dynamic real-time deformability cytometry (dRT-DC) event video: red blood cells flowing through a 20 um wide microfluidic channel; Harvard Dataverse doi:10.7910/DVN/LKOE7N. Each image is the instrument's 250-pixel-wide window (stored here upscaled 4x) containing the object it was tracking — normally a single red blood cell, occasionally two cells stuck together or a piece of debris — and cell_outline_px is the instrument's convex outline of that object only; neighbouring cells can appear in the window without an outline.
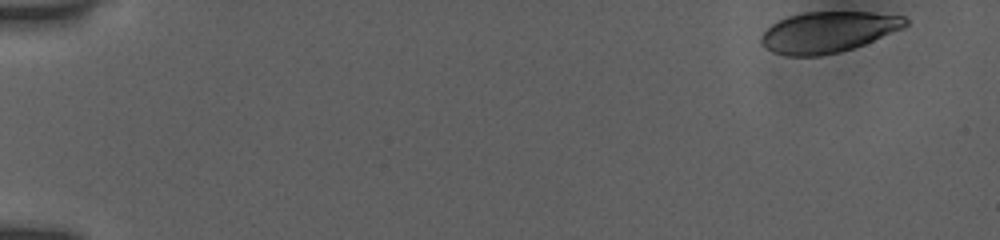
{"species": "human", "species_latin": "Homo sapiens", "temperature_condition": "room temperature", "stored_images_in_passage": 51, "camera_frame_rate_fps": 3000, "um_per_image_px": 0.085, "donor": {"sex": "female"}, "frame": {"image": 1, "passage_image": 1, "time_ms": 0.0, "image_size_px": [1000, 240], "cell_outline_px": [[908, 24], [904, 28], [864, 44], [840, 52], [820, 56], [788, 56], [772, 52], [760, 44], [760, 36], [772, 24], [788, 16], [804, 12], [872, 12], [904, 16], [908, 20]], "centroid_in_image_um": [70.38, 2.73], "position_along_channel_um": 14.6, "area_um2": 34.45}}
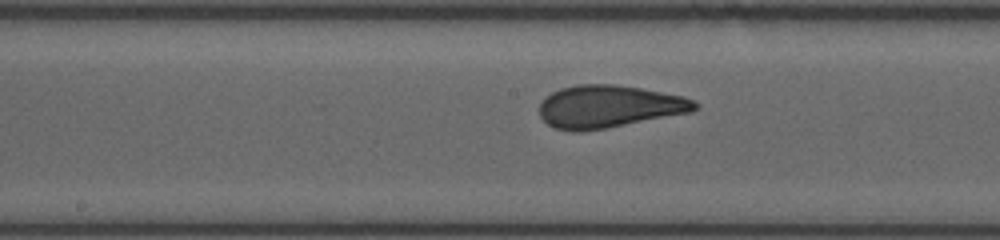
{"frame": {"image": 2, "passage_image": 27, "time_ms": 8.667, "image_size_px": [1000, 240], "cell_outline_px": [[700, 104], [692, 112], [608, 128], [580, 132], [572, 132], [556, 128], [548, 124], [540, 116], [540, 104], [544, 96], [560, 88], [580, 84], [616, 84], [640, 88], [684, 96], [696, 100]], "centroid_in_image_um": [51.77, 9.06], "position_along_channel_um": 196.4, "area_um2": 38.84}}
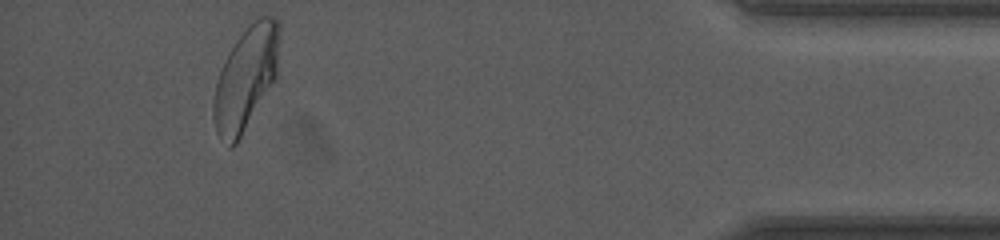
{"frame": {"image": 3, "passage_image": 48, "time_ms": 15.667, "image_size_px": [1000, 240], "cell_outline_px": [[280, 40], [276, 80], [236, 144], [232, 148], [228, 148], [216, 132], [212, 116], [212, 104], [216, 80], [228, 52], [236, 40], [248, 24], [260, 16], [272, 16], [280, 20]], "centroid_in_image_um": [20.9, 6.64], "position_along_channel_um": 414.3, "area_um2": 40.34}, "authors_computed_cell_mechanics": {"area_um2": 37.6856, "velocity_mm_per_s": 3.8596, "shape_relaxation_time_tau1_ms": 4.5916, "shape_relaxation_time_tau2_ms": 0.7182, "deformation_change_tau1": 0.1599, "deformation_change_tau2": 0.0671}}